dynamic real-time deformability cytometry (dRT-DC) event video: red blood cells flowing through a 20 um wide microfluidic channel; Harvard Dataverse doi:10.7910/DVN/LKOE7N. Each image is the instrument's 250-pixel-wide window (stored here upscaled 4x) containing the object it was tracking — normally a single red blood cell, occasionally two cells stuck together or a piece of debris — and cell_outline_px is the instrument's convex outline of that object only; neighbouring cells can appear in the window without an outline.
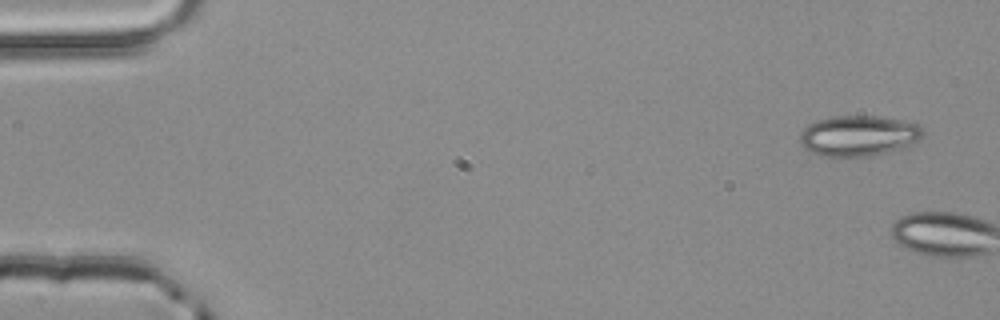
{"species": "common noctule bat (a hibernating species)", "species_latin": "Nyctalus noctula", "temperature_condition": "room temperature", "stored_images_in_passage": 2, "camera_frame_rate_fps": 3000, "um_per_image_px": 0.085, "animal": {"sex": "male", "body_mass_g": 20.4}, "frame": {"image": 1, "passage_image": 1, "time_ms": 0.0, "image_size_px": [1000, 320], "cell_outline_px": [[924, 132], [920, 140], [904, 148], [888, 152], [868, 156], [824, 156], [808, 152], [800, 144], [800, 132], [808, 124], [832, 116], [876, 116], [904, 120], [920, 124], [924, 128]], "centroid_in_image_um": [73.01, 11.54], "position_along_channel_um": 12.0, "area_um2": 29.42}}